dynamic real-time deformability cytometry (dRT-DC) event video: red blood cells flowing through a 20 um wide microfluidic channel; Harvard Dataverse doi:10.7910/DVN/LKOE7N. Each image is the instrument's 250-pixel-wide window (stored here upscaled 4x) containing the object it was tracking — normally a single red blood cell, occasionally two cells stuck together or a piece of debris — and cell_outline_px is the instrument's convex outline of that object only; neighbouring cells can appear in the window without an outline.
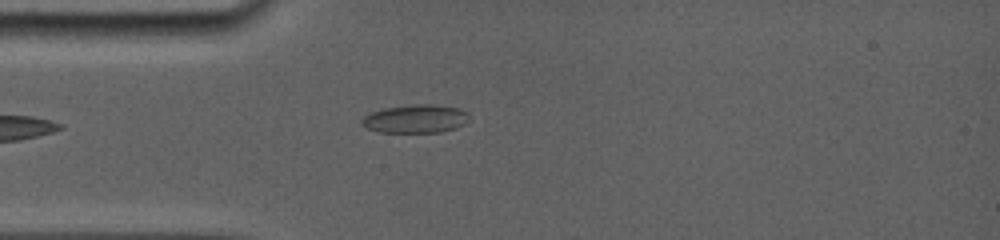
{"species": "common noctule bat (a hibernating species)", "species_latin": "Nyctalus noctula", "temperature_condition": "room temperature", "stored_images_in_passage": 26, "camera_frame_rate_fps": 5000, "um_per_image_px": 0.085, "animal": {"sex": "female", "body_mass_g": 19.0, "forearm_length_mm": 56.7}, "frame": {"image": 1, "passage_image": 2, "time_ms": 0.4, "image_size_px": [1000, 240], "cell_outline_px": [[468, 120], [464, 124], [456, 128], [440, 132], [380, 132], [368, 128], [360, 124], [360, 120], [364, 116], [372, 112], [384, 108], [416, 104], [432, 104], [460, 108], [468, 112]], "centroid_in_image_um": [35.33, 10.09], "position_along_channel_um": 49.7, "area_um2": 17.74}}
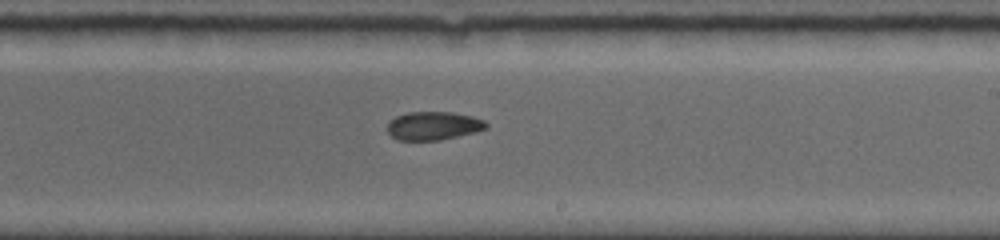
{"frame": {"image": 2, "passage_image": 14, "time_ms": 5.8, "image_size_px": [1000, 240], "cell_outline_px": [[488, 128], [476, 132], [440, 140], [396, 140], [388, 132], [388, 120], [396, 116], [408, 112], [452, 112], [472, 116], [484, 120], [488, 124]], "centroid_in_image_um": [36.84, 10.69], "position_along_channel_um": 252.2, "area_um2": 16.47}}
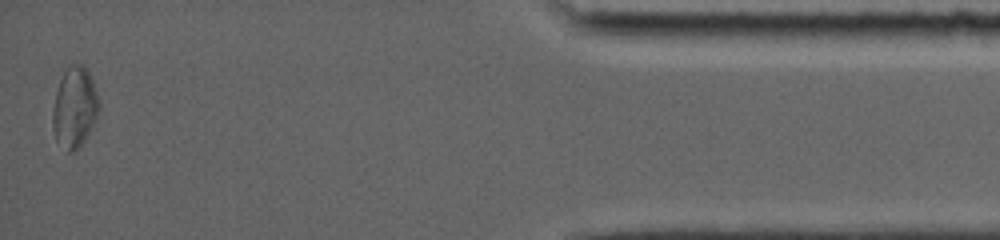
{"frame": {"image": 3, "passage_image": 26, "time_ms": 12.0, "image_size_px": [1000, 240], "cell_outline_px": [[100, 108], [92, 128], [76, 152], [68, 152], [56, 140], [52, 128], [52, 112], [56, 92], [60, 80], [68, 64], [84, 64], [88, 68], [100, 100]], "centroid_in_image_um": [6.35, 9.11], "position_along_channel_um": 428.8, "area_um2": 22.14}, "authors_computed_cell_mechanics": {"area_um2": 17.3689, "velocity_mm_per_s": 3.8708, "shape_relaxation_time_tau1_ms": null, "shape_relaxation_time_tau2_ms": 4.3792, "deformation_change_tau1": null, "deformation_change_tau2": 0.0754}}